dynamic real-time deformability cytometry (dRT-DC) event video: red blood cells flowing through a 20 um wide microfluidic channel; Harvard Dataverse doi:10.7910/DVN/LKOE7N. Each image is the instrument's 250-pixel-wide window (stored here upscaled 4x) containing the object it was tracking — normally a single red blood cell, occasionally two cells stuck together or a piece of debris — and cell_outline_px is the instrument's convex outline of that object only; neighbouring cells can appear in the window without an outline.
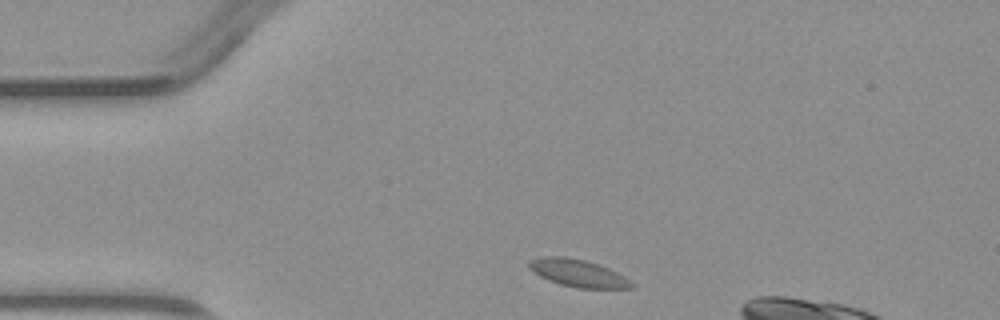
{"species": "common noctule bat (a hibernating species)", "species_latin": "Nyctalus noctula", "temperature_condition": "warm", "stored_images_in_passage": 3, "camera_frame_rate_fps": 3000, "um_per_image_px": 0.085, "animal": {"sex": "male", "body_mass_g": 23.1, "forearm_length_mm": 52.7}, "frame": {"image": 1, "passage_image": 1, "time_ms": 0.0, "image_size_px": [1000, 320], "cell_outline_px": [[636, 284], [632, 288], [576, 288], [560, 284], [548, 280], [540, 276], [528, 268], [528, 260], [544, 256], [564, 256], [584, 260], [608, 268], [624, 276]], "centroid_in_image_um": [49.11, 23.21], "position_along_channel_um": 35.9, "area_um2": 16.36}}